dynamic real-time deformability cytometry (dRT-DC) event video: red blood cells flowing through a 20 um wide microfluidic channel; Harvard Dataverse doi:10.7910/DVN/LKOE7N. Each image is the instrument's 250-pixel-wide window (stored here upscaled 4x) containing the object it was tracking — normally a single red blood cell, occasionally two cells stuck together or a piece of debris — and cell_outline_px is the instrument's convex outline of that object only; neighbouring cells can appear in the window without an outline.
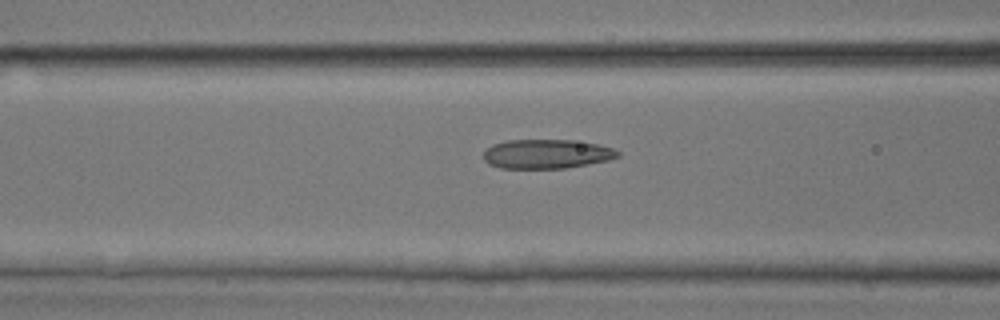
{"species": "common noctule bat (a hibernating species)", "species_latin": "Nyctalus noctula", "temperature_condition": "room temperature", "stored_images_in_passage": 20, "camera_frame_rate_fps": 3000, "um_per_image_px": 0.085, "animal": {"sex": "male", "body_mass_g": 17.9, "forearm_length_mm": 54.2}, "frame": {"image": 1, "passage_image": 16, "time_ms": 5.0, "image_size_px": [1000, 320], "cell_outline_px": [[620, 156], [608, 160], [588, 164], [564, 168], [500, 168], [488, 164], [484, 160], [484, 152], [492, 144], [504, 140], [572, 140], [596, 144], [612, 148], [620, 152]], "centroid_in_image_um": [46.44, 13.08], "position_along_channel_um": 120.2, "area_um2": 22.83}}